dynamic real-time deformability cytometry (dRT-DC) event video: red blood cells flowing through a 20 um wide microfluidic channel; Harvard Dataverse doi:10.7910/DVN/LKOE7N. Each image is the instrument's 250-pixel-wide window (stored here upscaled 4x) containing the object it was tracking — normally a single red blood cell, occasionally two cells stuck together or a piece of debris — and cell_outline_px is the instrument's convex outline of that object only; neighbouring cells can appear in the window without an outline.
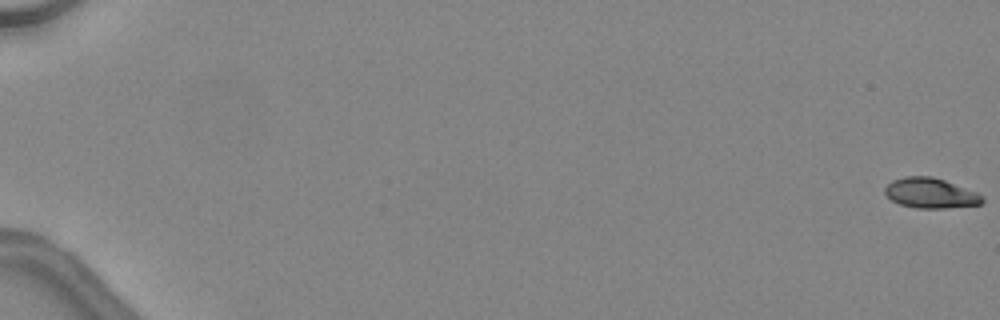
{"species": "common noctule bat (a hibernating species)", "species_latin": "Nyctalus noctula", "temperature_condition": "warm", "stored_images_in_passage": 49, "camera_frame_rate_fps": 3000, "um_per_image_px": 0.085, "animal": {"sex": "female", "body_mass_g": 24.6, "forearm_length_mm": 56.2}, "frame": {"image": 1, "passage_image": 1, "time_ms": 0.0, "image_size_px": [1000, 320], "cell_outline_px": [[984, 200], [980, 204], [944, 208], [916, 208], [900, 204], [892, 200], [884, 192], [884, 188], [892, 180], [904, 176], [932, 176], [944, 180], [976, 192], [984, 196]], "centroid_in_image_um": [79.08, 16.41], "position_along_channel_um": 5.9, "area_um2": 16.99}}
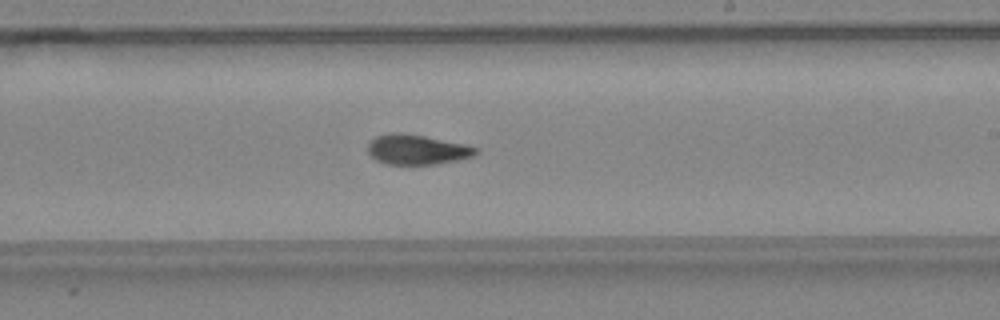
{"frame": {"image": 2, "passage_image": 32, "time_ms": 10.333, "image_size_px": [1000, 320], "cell_outline_px": [[480, 152], [472, 156], [456, 160], [436, 164], [384, 164], [376, 160], [368, 152], [368, 144], [376, 136], [392, 132], [400, 132], [424, 136], [468, 144], [480, 148]], "centroid_in_image_um": [35.48, 12.7], "position_along_channel_um": 253.5, "area_um2": 18.96}}
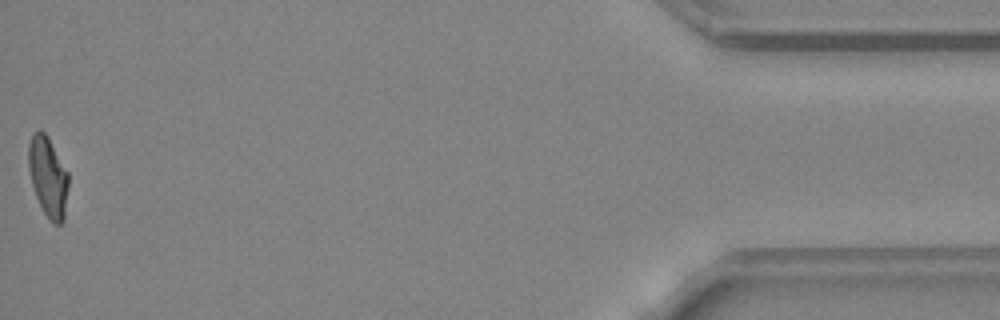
{"frame": {"image": 3, "passage_image": 49, "time_ms": 16.0, "image_size_px": [1000, 320], "cell_outline_px": [[68, 188], [64, 220], [60, 224], [52, 224], [48, 220], [36, 196], [32, 184], [28, 168], [28, 144], [32, 136], [40, 128], [48, 136], [68, 172]], "centroid_in_image_um": [4.09, 15.03], "position_along_channel_um": 431.1, "area_um2": 18.73}, "authors_computed_cell_mechanics": {"area_um2": 18.785, "velocity_mm_per_s": 4.5651, "shape_relaxation_time_tau1_ms": 6.8111, "shape_relaxation_time_tau2_ms": 3.2271, "deformation_change_tau1": 0.2102, "deformation_change_tau2": 0.0893}}